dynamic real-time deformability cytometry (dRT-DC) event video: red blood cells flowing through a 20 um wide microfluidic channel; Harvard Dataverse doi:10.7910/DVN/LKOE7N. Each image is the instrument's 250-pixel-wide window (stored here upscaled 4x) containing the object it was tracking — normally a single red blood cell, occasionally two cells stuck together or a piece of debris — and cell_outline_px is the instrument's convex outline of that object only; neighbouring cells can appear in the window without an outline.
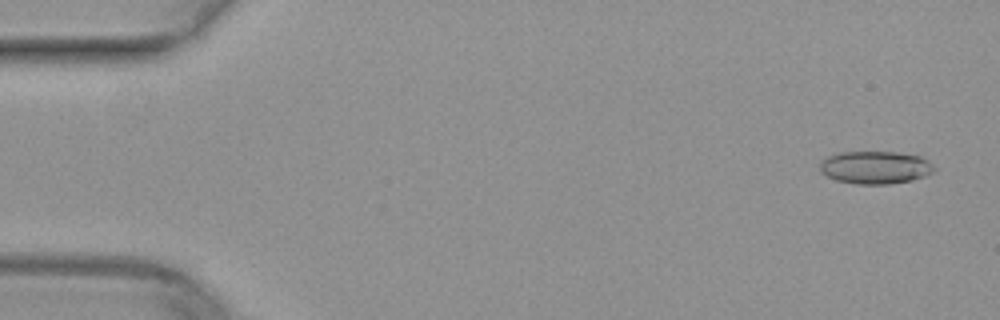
{"species": "common noctule bat (a hibernating species)", "species_latin": "Nyctalus noctula", "temperature_condition": "warm", "stored_images_in_passage": 47, "camera_frame_rate_fps": 3000, "um_per_image_px": 0.085, "animal": {"sex": "female", "body_mass_g": 29.2, "forearm_length_mm": 56.3}, "frame": {"image": 1, "passage_image": 1, "time_ms": 0.0, "image_size_px": [1000, 320], "cell_outline_px": [[936, 168], [932, 172], [924, 176], [912, 180], [888, 184], [856, 184], [836, 180], [820, 172], [820, 164], [828, 156], [840, 152], [896, 152], [920, 156], [928, 160]], "centroid_in_image_um": [74.41, 14.23], "position_along_channel_um": 10.6, "area_um2": 21.73}}
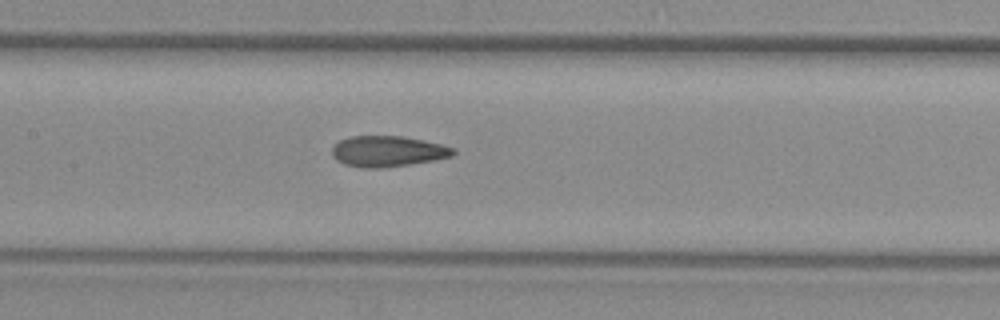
{"frame": {"image": 2, "passage_image": 23, "time_ms": 7.333, "image_size_px": [1000, 320], "cell_outline_px": [[456, 152], [452, 156], [432, 160], [384, 168], [360, 168], [344, 164], [336, 160], [332, 156], [332, 148], [340, 140], [352, 136], [400, 136], [424, 140], [440, 144], [452, 148]], "centroid_in_image_um": [32.91, 12.87], "position_along_channel_um": 174.5, "area_um2": 21.62}}
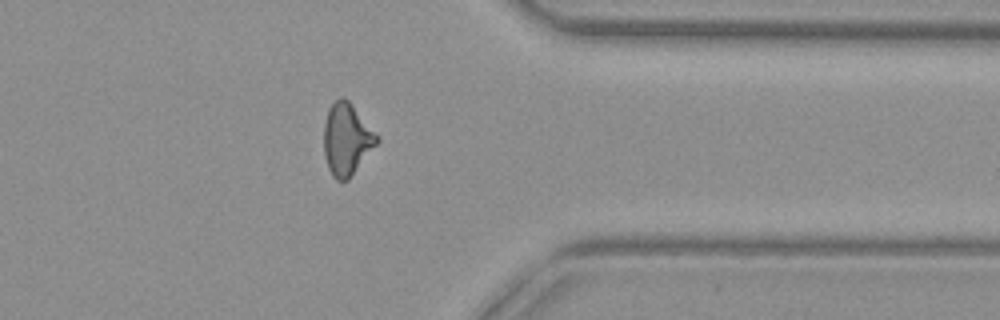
{"frame": {"image": 3, "passage_image": 39, "time_ms": 12.667, "image_size_px": [1000, 320], "cell_outline_px": [[380, 140], [348, 180], [336, 180], [332, 176], [328, 168], [324, 156], [324, 124], [328, 108], [340, 96], [344, 96], [352, 104], [380, 136]], "centroid_in_image_um": [29.47, 11.82], "position_along_channel_um": 381.9, "area_um2": 22.37}}